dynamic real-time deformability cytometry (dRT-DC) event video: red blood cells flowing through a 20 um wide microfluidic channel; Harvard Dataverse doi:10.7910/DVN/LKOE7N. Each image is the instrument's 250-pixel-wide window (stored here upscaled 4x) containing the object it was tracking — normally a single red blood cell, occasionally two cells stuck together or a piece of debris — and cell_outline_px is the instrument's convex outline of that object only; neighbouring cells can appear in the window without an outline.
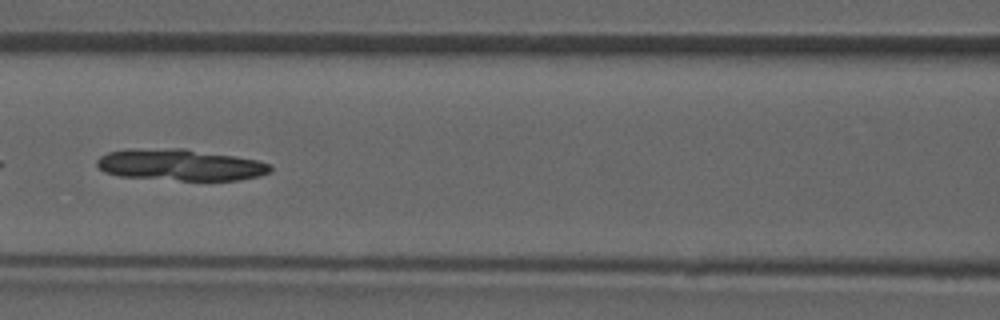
{"species": "common noctule bat (a hibernating species)", "species_latin": "Nyctalus noctula", "temperature_condition": "room temperature", "stored_images_in_passage": 8, "camera_frame_rate_fps": 3000, "um_per_image_px": 0.085, "animal": {"sex": "male", "forearm_length_mm": 52.5}, "frame": {"image": 1, "passage_image": 7, "time_ms": 7.0, "image_size_px": [1000, 320], "cell_outline_px": [[272, 172], [260, 176], [236, 180], [180, 180], [120, 176], [104, 172], [96, 164], [96, 160], [100, 156], [108, 152], [128, 148], [184, 148], [256, 160], [272, 164]], "centroid_in_image_um": [15.3, 14.0], "position_along_channel_um": 151.3, "area_um2": 31.91}}